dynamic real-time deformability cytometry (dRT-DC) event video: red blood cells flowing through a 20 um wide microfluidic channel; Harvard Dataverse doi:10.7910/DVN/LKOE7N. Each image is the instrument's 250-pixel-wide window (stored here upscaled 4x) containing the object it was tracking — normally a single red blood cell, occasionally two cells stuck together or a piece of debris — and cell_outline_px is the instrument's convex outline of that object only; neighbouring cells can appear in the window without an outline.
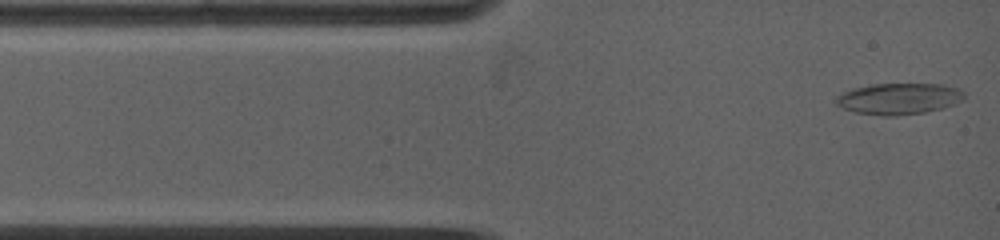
{"species": "common noctule bat (a hibernating species)", "species_latin": "Nyctalus noctula", "temperature_condition": "warm", "stored_images_in_passage": 45, "camera_frame_rate_fps": 5000, "um_per_image_px": 0.085, "animal": {"sex": "female", "body_mass_g": 19.0, "forearm_length_mm": 53.3}, "frame": {"image": 1, "passage_image": 1, "time_ms": 0.0, "image_size_px": [1000, 240], "cell_outline_px": [[964, 96], [960, 100], [952, 104], [940, 108], [924, 112], [896, 116], [884, 116], [856, 112], [844, 108], [836, 104], [836, 96], [852, 88], [872, 84], [944, 84], [956, 88], [964, 92]], "centroid_in_image_um": [76.37, 8.38], "position_along_channel_um": 8.6, "area_um2": 23.06}}
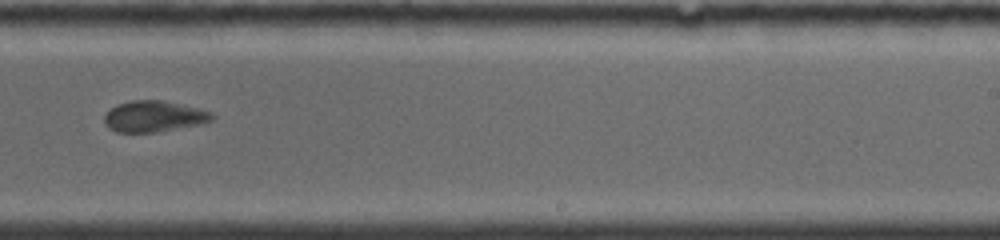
{"frame": {"image": 2, "passage_image": 21, "time_ms": 8.0, "image_size_px": [1000, 240], "cell_outline_px": [[216, 116], [212, 120], [200, 124], [156, 132], [116, 132], [108, 128], [104, 124], [104, 116], [116, 104], [132, 100], [160, 100], [196, 108], [212, 112]], "centroid_in_image_um": [13.05, 9.9], "position_along_channel_um": 275.9, "area_um2": 19.36}}
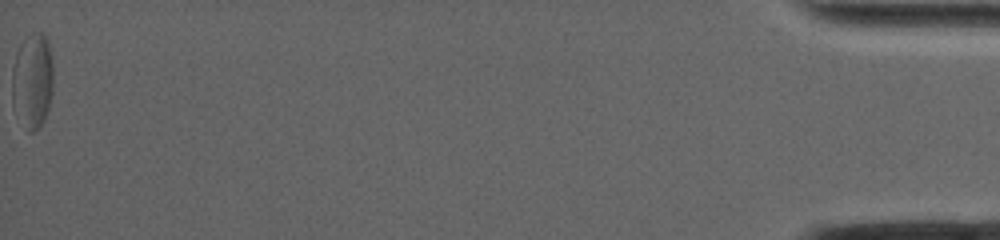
{"frame": {"image": 3, "passage_image": 44, "time_ms": 16.4, "image_size_px": [1000, 240], "cell_outline_px": [[52, 92], [48, 108], [44, 120], [32, 132], [28, 132], [12, 104], [12, 68], [20, 44], [24, 40], [36, 32], [40, 32], [44, 36], [48, 44], [52, 56]], "centroid_in_image_um": [2.76, 6.87], "position_along_channel_um": 432.4, "area_um2": 22.48}}